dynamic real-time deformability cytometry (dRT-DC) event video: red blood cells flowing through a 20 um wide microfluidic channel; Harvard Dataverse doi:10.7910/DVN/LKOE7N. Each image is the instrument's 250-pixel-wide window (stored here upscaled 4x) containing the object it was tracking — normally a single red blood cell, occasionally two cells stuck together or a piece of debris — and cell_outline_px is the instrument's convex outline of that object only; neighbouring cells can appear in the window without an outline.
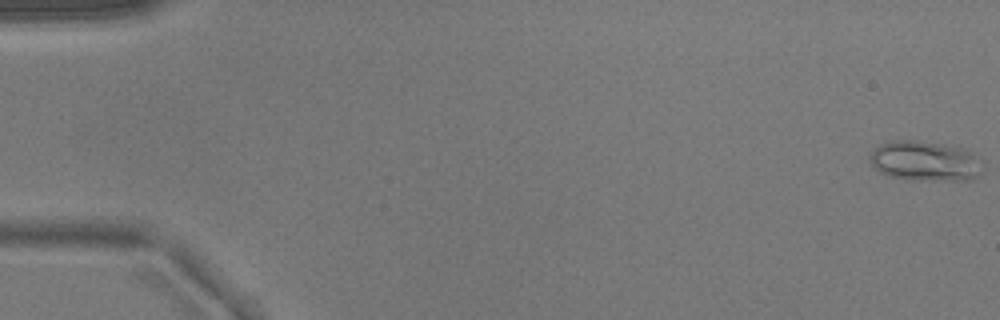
{"species": "common noctule bat (a hibernating species)", "species_latin": "Nyctalus noctula", "temperature_condition": "warm", "stored_images_in_passage": 52, "camera_frame_rate_fps": 3000, "um_per_image_px": 0.085, "animal": {"sex": "male", "body_mass_g": 17.9}, "frame": {"image": 1, "passage_image": 1, "time_ms": 0.0, "image_size_px": [1000, 320], "cell_outline_px": [[984, 172], [972, 180], [916, 180], [892, 176], [880, 172], [868, 160], [868, 156], [880, 144], [892, 140], [912, 140], [944, 144], [964, 148], [984, 164]], "centroid_in_image_um": [78.66, 13.69], "position_along_channel_um": 6.3, "area_um2": 26.41}}
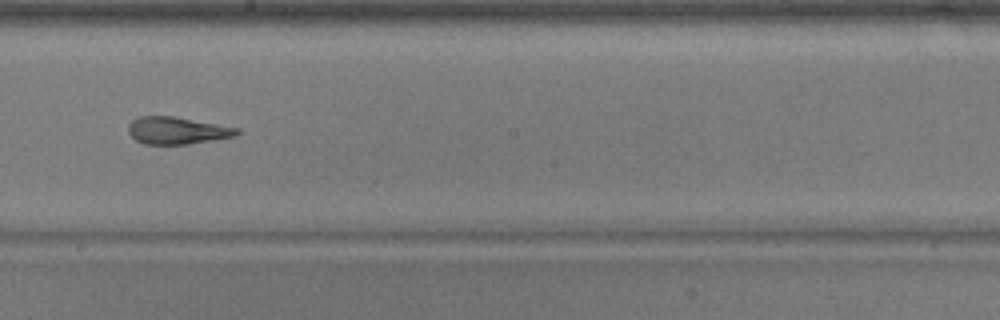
{"frame": {"image": 2, "passage_image": 30, "time_ms": 9.667, "image_size_px": [1000, 320], "cell_outline_px": [[240, 132], [236, 136], [188, 144], [144, 144], [136, 140], [128, 132], [128, 124], [132, 120], [140, 116], [172, 116], [240, 128]], "centroid_in_image_um": [15.05, 11.09], "position_along_channel_um": 233.1, "area_um2": 17.17}}
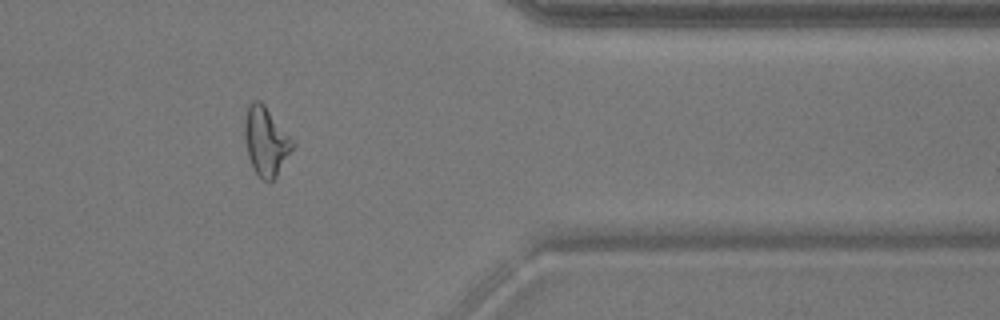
{"frame": {"image": 3, "passage_image": 43, "time_ms": 14.0, "image_size_px": [1000, 320], "cell_outline_px": [[296, 144], [276, 176], [272, 180], [264, 180], [256, 172], [248, 156], [244, 136], [244, 116], [248, 104], [252, 100], [260, 100], [264, 104], [296, 140]], "centroid_in_image_um": [22.62, 11.93], "position_along_channel_um": 388.8, "area_um2": 19.48}}